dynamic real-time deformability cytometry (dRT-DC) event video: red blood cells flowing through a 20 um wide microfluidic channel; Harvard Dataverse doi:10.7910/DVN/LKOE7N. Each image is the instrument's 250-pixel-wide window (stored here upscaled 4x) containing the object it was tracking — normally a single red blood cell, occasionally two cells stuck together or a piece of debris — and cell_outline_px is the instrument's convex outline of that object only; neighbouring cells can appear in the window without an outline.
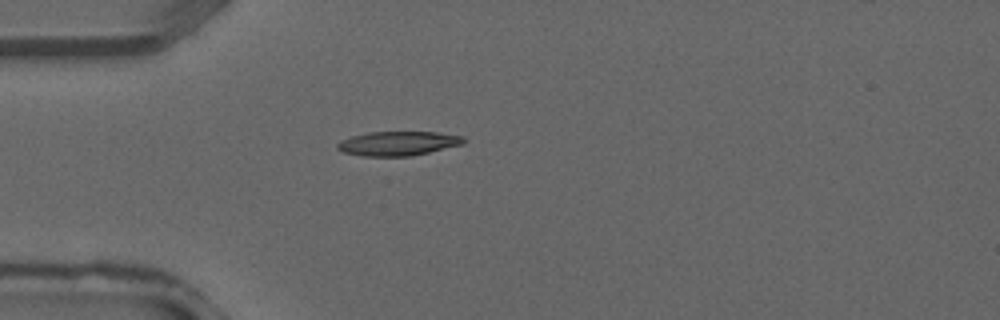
{"species": "common noctule bat (a hibernating species)", "species_latin": "Nyctalus noctula", "temperature_condition": "warm", "stored_images_in_passage": 29, "camera_frame_rate_fps": 3000, "um_per_image_px": 0.085, "animal": {"sex": "male", "forearm_length_mm": 52.5}, "frame": {"image": 1, "passage_image": 1, "time_ms": 0.0, "image_size_px": [1000, 320], "cell_outline_px": [[464, 144], [428, 152], [408, 156], [364, 156], [344, 152], [336, 148], [336, 144], [340, 140], [352, 136], [368, 132], [436, 132], [464, 136]], "centroid_in_image_um": [33.81, 12.18], "position_along_channel_um": 51.2, "area_um2": 17.74}}
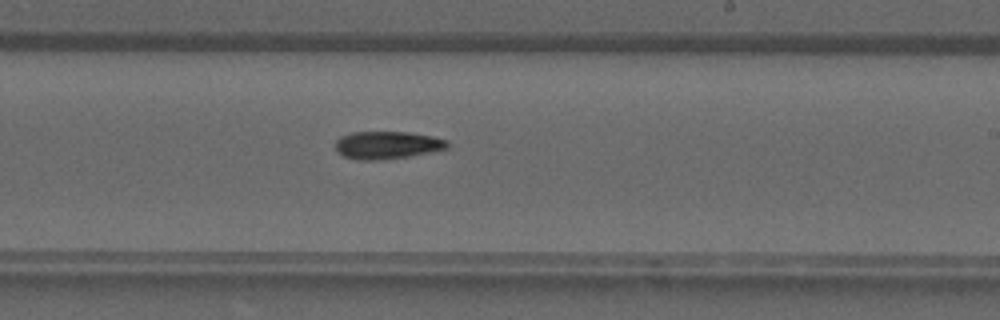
{"frame": {"image": 2, "passage_image": 13, "time_ms": 4.0, "image_size_px": [1000, 320], "cell_outline_px": [[448, 148], [408, 156], [376, 160], [356, 160], [344, 156], [336, 152], [336, 140], [340, 136], [352, 132], [408, 132], [432, 136], [448, 140]], "centroid_in_image_um": [32.87, 12.32], "position_along_channel_um": 256.1, "area_um2": 17.98}}
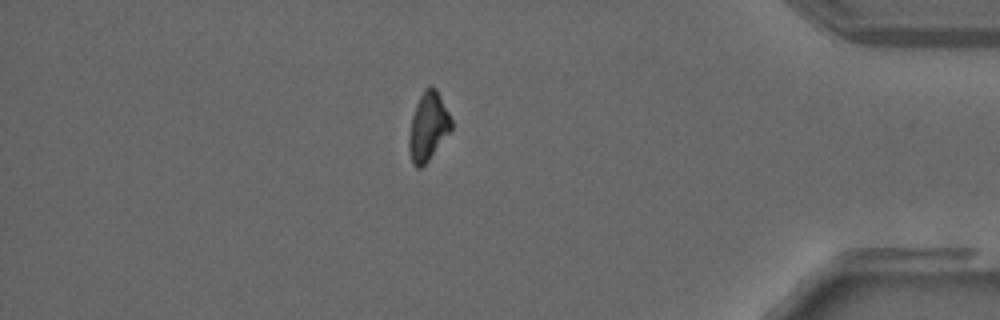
{"frame": {"image": 3, "passage_image": 23, "time_ms": 7.333, "image_size_px": [1000, 320], "cell_outline_px": [[452, 128], [428, 160], [420, 168], [416, 168], [412, 164], [408, 148], [408, 136], [412, 116], [416, 104], [424, 88], [428, 84], [432, 84], [436, 88], [452, 120]], "centroid_in_image_um": [36.36, 10.73], "position_along_channel_um": 398.8, "area_um2": 16.82}}